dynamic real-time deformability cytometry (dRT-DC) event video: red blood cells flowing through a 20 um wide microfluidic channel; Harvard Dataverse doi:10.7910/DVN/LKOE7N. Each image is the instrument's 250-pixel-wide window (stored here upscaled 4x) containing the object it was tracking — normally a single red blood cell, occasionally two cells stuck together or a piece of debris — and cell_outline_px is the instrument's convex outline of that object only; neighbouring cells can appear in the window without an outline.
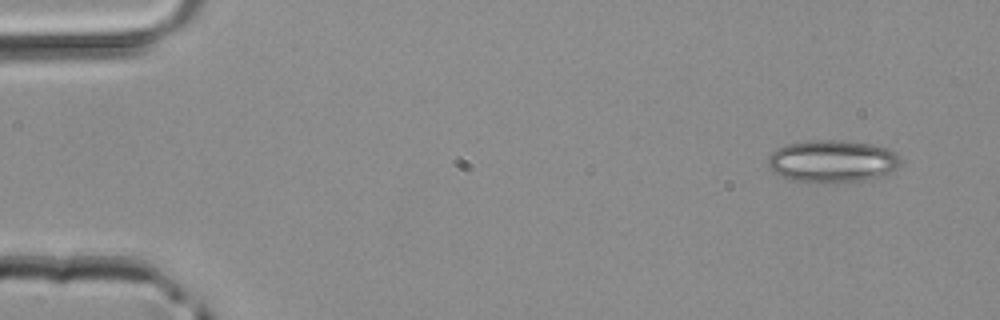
{"species": "common noctule bat (a hibernating species)", "species_latin": "Nyctalus noctula", "temperature_condition": "room temperature", "stored_images_in_passage": 3, "camera_frame_rate_fps": 3000, "um_per_image_px": 0.085, "animal": {"sex": "male", "body_mass_g": 20.4}, "frame": {"image": 1, "passage_image": 1, "time_ms": 0.0, "image_size_px": [1000, 320], "cell_outline_px": [[900, 164], [896, 168], [884, 176], [864, 180], [836, 184], [824, 184], [792, 180], [780, 176], [768, 168], [768, 156], [776, 148], [788, 144], [804, 140], [840, 140], [872, 144], [888, 148], [896, 152], [900, 160]], "centroid_in_image_um": [70.73, 13.72], "position_along_channel_um": 14.3, "area_um2": 33.47}}